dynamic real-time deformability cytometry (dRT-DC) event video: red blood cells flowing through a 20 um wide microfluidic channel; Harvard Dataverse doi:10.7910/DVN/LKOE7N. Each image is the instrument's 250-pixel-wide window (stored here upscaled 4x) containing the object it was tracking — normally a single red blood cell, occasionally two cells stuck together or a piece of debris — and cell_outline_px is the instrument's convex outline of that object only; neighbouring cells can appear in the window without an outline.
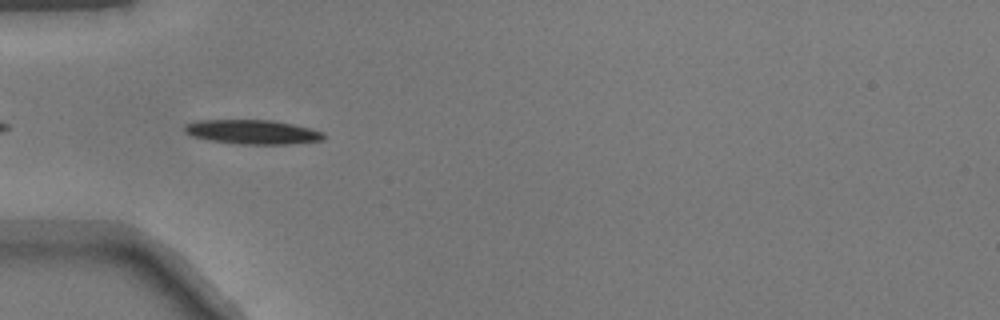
{"species": "common noctule bat (a hibernating species)", "species_latin": "Nyctalus noctula", "temperature_condition": "warm", "stored_images_in_passage": 34, "camera_frame_rate_fps": 3000, "um_per_image_px": 0.085, "animal": {"sex": "male", "body_mass_g": 17.9}, "frame": {"image": 1, "passage_image": 3, "time_ms": 0.667, "image_size_px": [1000, 320], "cell_outline_px": [[324, 140], [288, 144], [236, 144], [208, 140], [192, 136], [184, 132], [184, 124], [196, 120], [272, 120], [292, 124], [324, 132]], "centroid_in_image_um": [21.41, 11.22], "position_along_channel_um": 63.6, "area_um2": 19.77}}
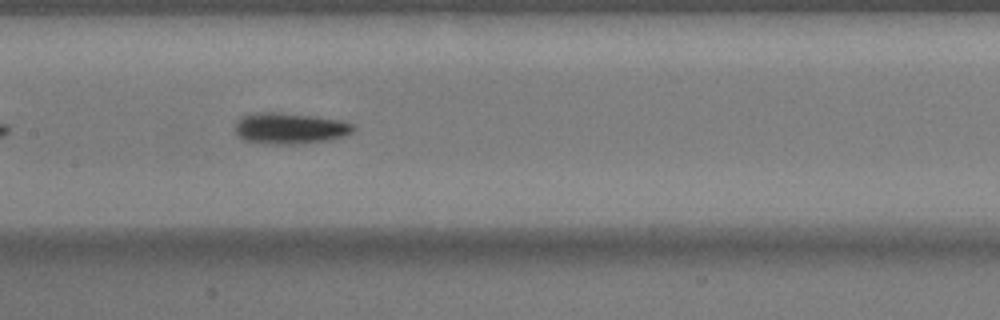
{"frame": {"image": 2, "passage_image": 12, "time_ms": 3.667, "image_size_px": [1000, 320], "cell_outline_px": [[356, 128], [352, 132], [344, 136], [328, 140], [296, 144], [264, 144], [240, 140], [236, 136], [236, 120], [240, 116], [248, 112], [280, 112], [344, 120], [352, 124]], "centroid_in_image_um": [24.57, 10.9], "position_along_channel_um": 182.8, "area_um2": 21.96}}
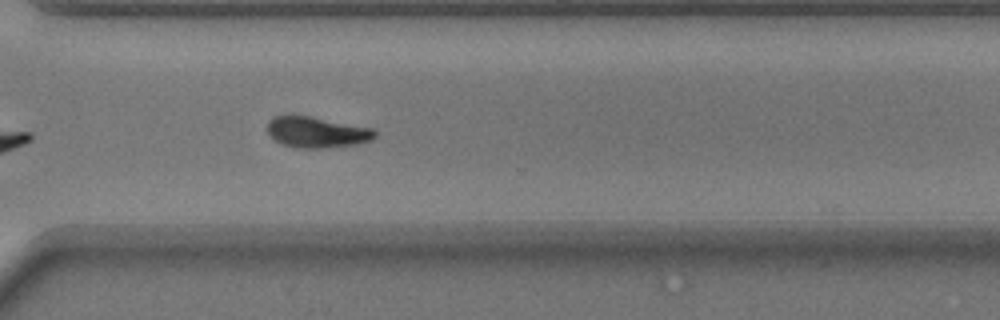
{"frame": {"image": 3, "passage_image": 24, "time_ms": 7.667, "image_size_px": [1000, 320], "cell_outline_px": [[376, 136], [372, 140], [356, 144], [320, 148], [296, 148], [280, 144], [272, 140], [268, 136], [268, 120], [272, 116], [312, 116], [376, 128]], "centroid_in_image_um": [26.92, 11.23], "position_along_channel_um": 343.7, "area_um2": 19.77}}